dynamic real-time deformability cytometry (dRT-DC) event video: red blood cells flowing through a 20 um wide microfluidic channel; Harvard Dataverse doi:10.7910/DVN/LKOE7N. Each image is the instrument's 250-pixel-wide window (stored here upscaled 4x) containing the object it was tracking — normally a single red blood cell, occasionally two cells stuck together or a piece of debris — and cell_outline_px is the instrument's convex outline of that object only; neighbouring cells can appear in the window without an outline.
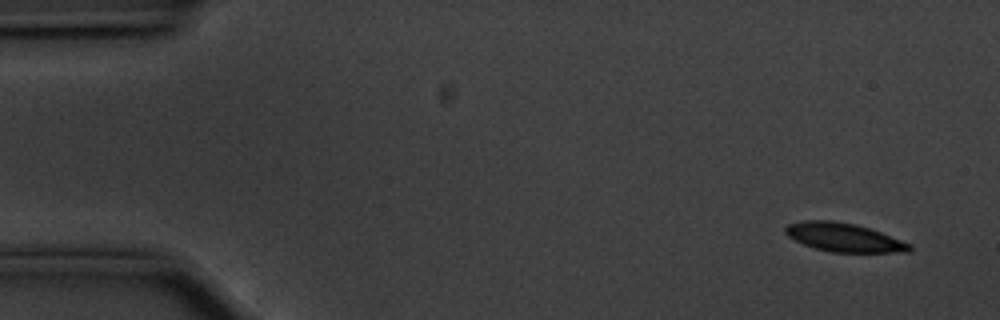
{"species": "common noctule bat (a hibernating species)", "species_latin": "Nyctalus noctula", "temperature_condition": "cold", "stored_images_in_passage": 54, "camera_frame_rate_fps": 3000, "um_per_image_px": 0.085, "animal": {"sex": "male", "body_mass_g": 20.1, "forearm_length_mm": 53.5}, "frame": {"image": 1, "passage_image": 1, "time_ms": 0.0, "image_size_px": [1000, 320], "cell_outline_px": [[912, 248], [908, 252], [832, 252], [816, 248], [804, 244], [788, 236], [784, 232], [784, 228], [788, 224], [804, 220], [832, 220], [856, 224], [880, 232], [912, 244]], "centroid_in_image_um": [71.73, 20.17], "position_along_channel_um": 13.3, "area_um2": 20.58}}
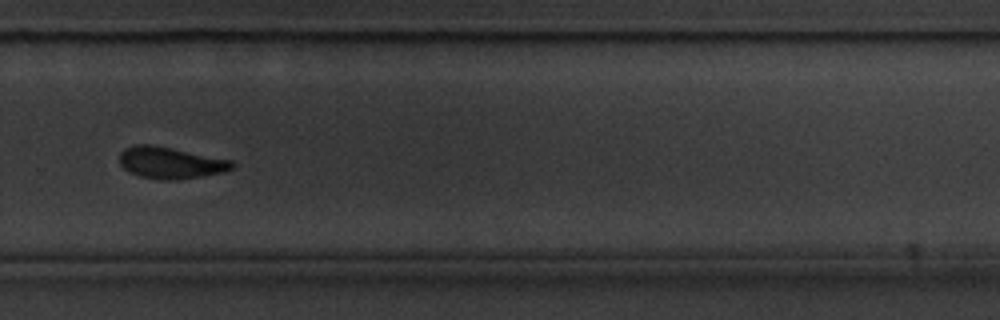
{"frame": {"image": 2, "passage_image": 36, "time_ms": 11.667, "image_size_px": [1000, 320], "cell_outline_px": [[236, 164], [232, 168], [224, 172], [200, 176], [172, 180], [168, 180], [140, 176], [124, 168], [120, 164], [120, 152], [124, 148], [136, 144], [148, 144], [172, 148], [232, 160]], "centroid_in_image_um": [14.5, 13.82], "position_along_channel_um": 315.3, "area_um2": 20.46}}
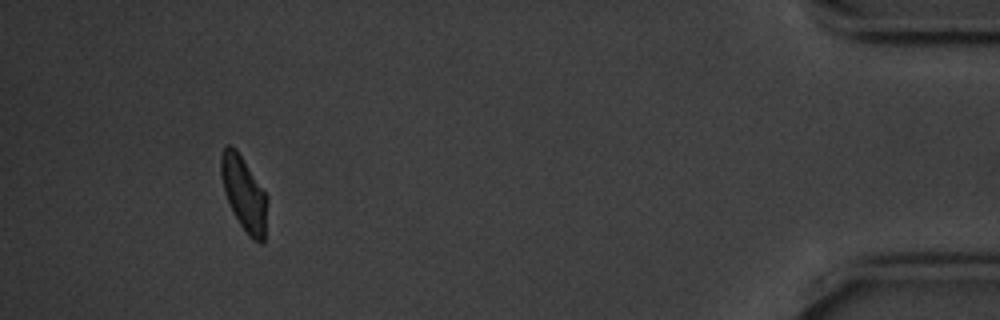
{"frame": {"image": 3, "passage_image": 50, "time_ms": 16.333, "image_size_px": [1000, 320], "cell_outline_px": [[268, 200], [264, 240], [260, 244], [252, 240], [248, 236], [240, 224], [224, 192], [220, 176], [220, 156], [224, 148], [228, 144], [232, 144], [236, 148], [268, 196]], "centroid_in_image_um": [20.74, 16.44], "position_along_channel_um": 414.5, "area_um2": 20.11}, "authors_computed_cell_mechanics": {"area_um2": 21.1259, "velocity_mm_per_s": 3.5183, "shape_relaxation_time_tau1_ms": 2.2875, "shape_relaxation_time_tau2_ms": 3.1011, "deformation_change_tau1": 0.1327, "deformation_change_tau2": 0.0981}}